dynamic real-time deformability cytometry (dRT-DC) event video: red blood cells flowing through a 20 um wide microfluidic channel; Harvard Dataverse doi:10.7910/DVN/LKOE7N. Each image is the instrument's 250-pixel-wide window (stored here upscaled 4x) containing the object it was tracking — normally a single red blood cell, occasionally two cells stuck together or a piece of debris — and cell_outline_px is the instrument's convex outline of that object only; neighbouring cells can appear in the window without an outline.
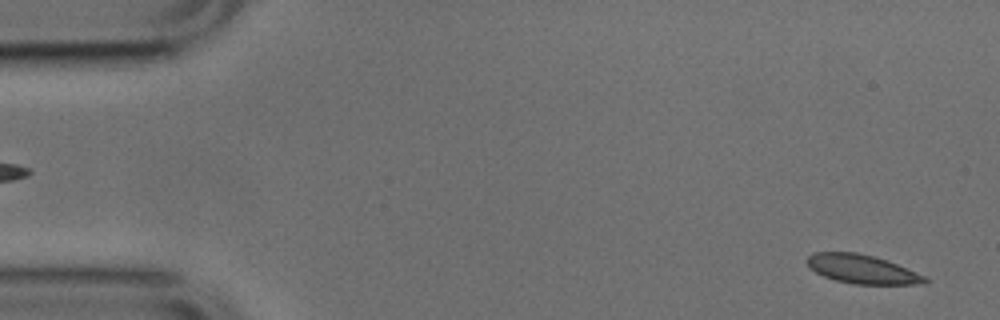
{"species": "common noctule bat (a hibernating species)", "species_latin": "Nyctalus noctula", "temperature_condition": "cold", "stored_images_in_passage": 51, "camera_frame_rate_fps": 3000, "um_per_image_px": 0.085, "animal": {"sex": "male", "body_mass_g": 17.9, "forearm_length_mm": 54.2}, "frame": {"image": 1, "passage_image": 2, "time_ms": 0.333, "image_size_px": [1000, 320], "cell_outline_px": [[928, 284], [852, 284], [836, 280], [824, 276], [808, 268], [804, 260], [812, 252], [856, 252], [876, 256], [888, 260], [924, 276], [928, 280]], "centroid_in_image_um": [73.23, 22.86], "position_along_channel_um": 11.8, "area_um2": 20.0}}
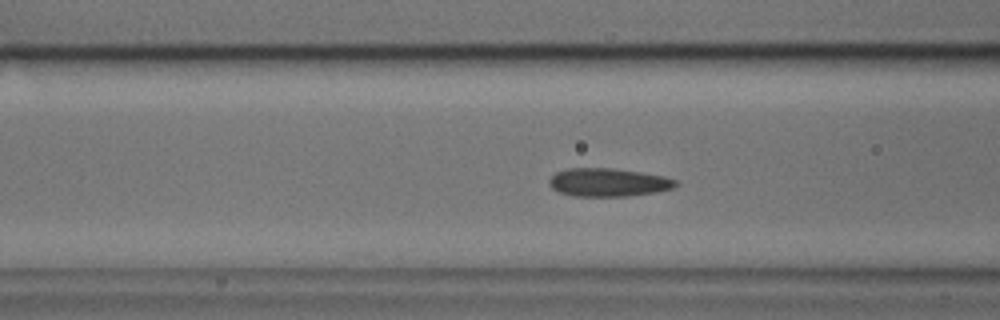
{"frame": {"image": 2, "passage_image": 19, "time_ms": 6.0, "image_size_px": [1000, 320], "cell_outline_px": [[680, 184], [672, 188], [656, 192], [628, 196], [572, 196], [560, 192], [552, 188], [548, 184], [548, 180], [556, 172], [568, 168], [612, 168], [640, 172], [664, 176], [676, 180]], "centroid_in_image_um": [51.7, 15.5], "position_along_channel_um": 114.9, "area_um2": 20.87}}
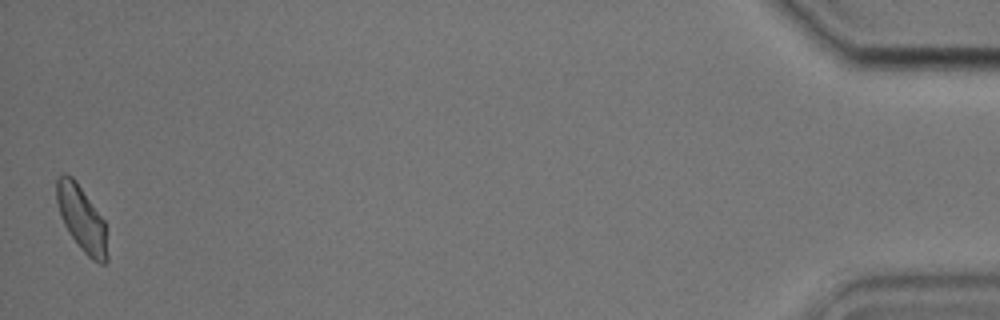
{"frame": {"image": 3, "passage_image": 51, "time_ms": 16.667, "image_size_px": [1000, 320], "cell_outline_px": [[108, 260], [104, 264], [100, 264], [92, 260], [80, 248], [68, 232], [60, 216], [56, 200], [56, 180], [64, 172], [72, 176], [76, 180], [104, 220], [108, 256]], "centroid_in_image_um": [6.93, 18.59], "position_along_channel_um": 428.3, "area_um2": 19.42}, "authors_computed_cell_mechanics": {"area_um2": 20.0566, "velocity_mm_per_s": 3.8027, "shape_relaxation_time_tau1_ms": 9.5042, "shape_relaxation_time_tau2_ms": 3.4629, "deformation_change_tau1": 0.1462, "deformation_change_tau2": 0.0694}}